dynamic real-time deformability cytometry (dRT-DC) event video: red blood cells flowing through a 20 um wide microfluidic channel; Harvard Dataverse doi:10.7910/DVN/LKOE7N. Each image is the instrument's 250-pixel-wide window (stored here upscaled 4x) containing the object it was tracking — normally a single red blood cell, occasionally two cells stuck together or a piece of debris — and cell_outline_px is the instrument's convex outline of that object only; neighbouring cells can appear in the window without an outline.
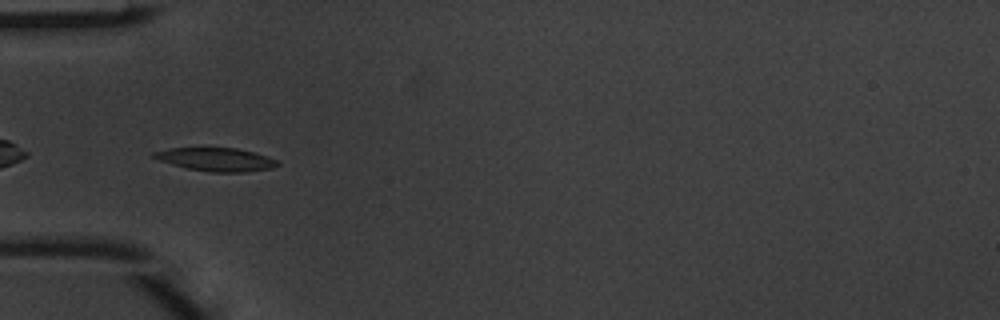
{"species": "common noctule bat (a hibernating species)", "species_latin": "Nyctalus noctula", "temperature_condition": "warm", "stored_images_in_passage": 5, "camera_frame_rate_fps": 3000, "um_per_image_px": 0.085, "animal": {"sex": "male", "body_mass_g": 20.1, "forearm_length_mm": 53.5}, "frame": {"image": 1, "passage_image": 4, "time_ms": 1.0, "image_size_px": [1000, 320], "cell_outline_px": [[280, 164], [272, 168], [244, 172], [212, 172], [188, 168], [172, 164], [160, 160], [152, 156], [152, 152], [172, 148], [236, 148], [268, 156], [276, 160]], "centroid_in_image_um": [18.39, 13.55], "position_along_channel_um": 66.6, "area_um2": 16.53}}